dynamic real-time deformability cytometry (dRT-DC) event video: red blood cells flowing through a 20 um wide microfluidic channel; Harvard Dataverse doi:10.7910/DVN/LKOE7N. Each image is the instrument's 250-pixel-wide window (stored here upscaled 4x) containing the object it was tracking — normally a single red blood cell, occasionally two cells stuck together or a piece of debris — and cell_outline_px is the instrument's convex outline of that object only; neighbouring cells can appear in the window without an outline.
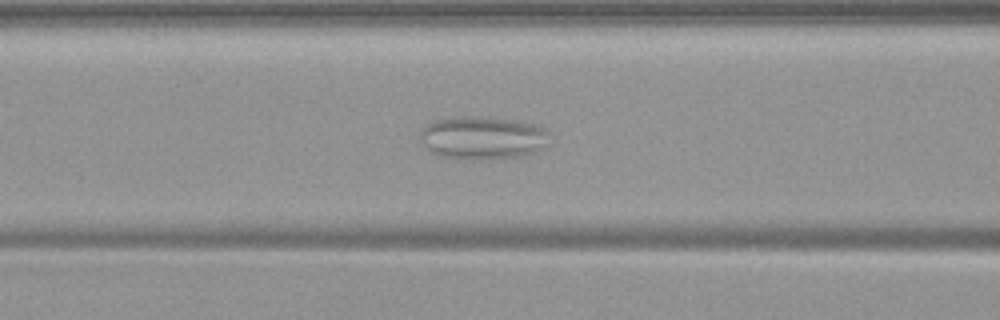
{"species": "common noctule bat (a hibernating species)", "species_latin": "Nyctalus noctula", "temperature_condition": "warm", "stored_images_in_passage": 47, "camera_frame_rate_fps": 3000, "um_per_image_px": 0.085, "animal": {"sex": "female", "body_mass_g": 19.9}, "frame": {"image": 1, "passage_image": 15, "time_ms": 4.667, "image_size_px": [1000, 320], "cell_outline_px": [[548, 132], [544, 144], [532, 152], [520, 156], [456, 160], [440, 156], [432, 152], [420, 140], [420, 132], [428, 124], [436, 120], [460, 116], [480, 116], [516, 120], [532, 124], [544, 128]], "centroid_in_image_um": [40.95, 11.7], "position_along_channel_um": 125.7, "area_um2": 31.91}}
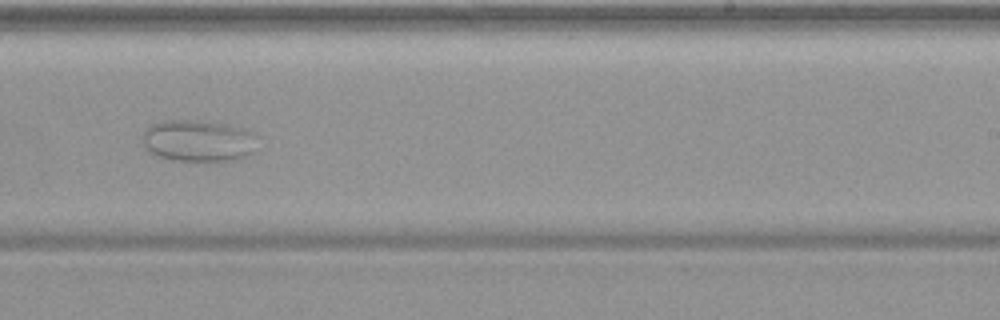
{"frame": {"image": 2, "passage_image": 27, "time_ms": 8.667, "image_size_px": [1000, 320], "cell_outline_px": [[260, 136], [252, 152], [236, 160], [176, 160], [160, 156], [152, 152], [144, 144], [140, 136], [152, 124], [164, 120], [200, 120], [224, 124], [244, 128]], "centroid_in_image_um": [16.89, 11.94], "position_along_channel_um": 272.1, "area_um2": 27.8}}
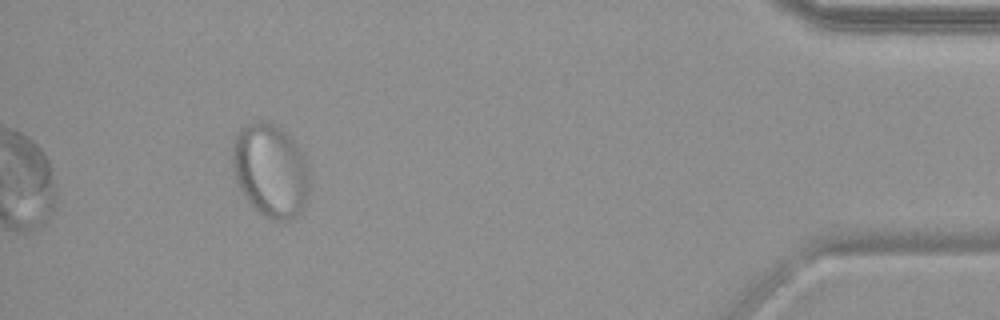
{"frame": {"image": 3, "passage_image": 43, "time_ms": 14.0, "image_size_px": [1000, 320], "cell_outline_px": [[308, 200], [304, 208], [296, 216], [288, 220], [272, 220], [264, 216], [252, 208], [244, 196], [236, 180], [232, 164], [232, 144], [236, 132], [240, 128], [252, 120], [268, 120], [280, 128], [300, 148], [304, 156], [308, 172]], "centroid_in_image_um": [22.97, 14.48], "position_along_channel_um": 412.2, "area_um2": 42.48}}